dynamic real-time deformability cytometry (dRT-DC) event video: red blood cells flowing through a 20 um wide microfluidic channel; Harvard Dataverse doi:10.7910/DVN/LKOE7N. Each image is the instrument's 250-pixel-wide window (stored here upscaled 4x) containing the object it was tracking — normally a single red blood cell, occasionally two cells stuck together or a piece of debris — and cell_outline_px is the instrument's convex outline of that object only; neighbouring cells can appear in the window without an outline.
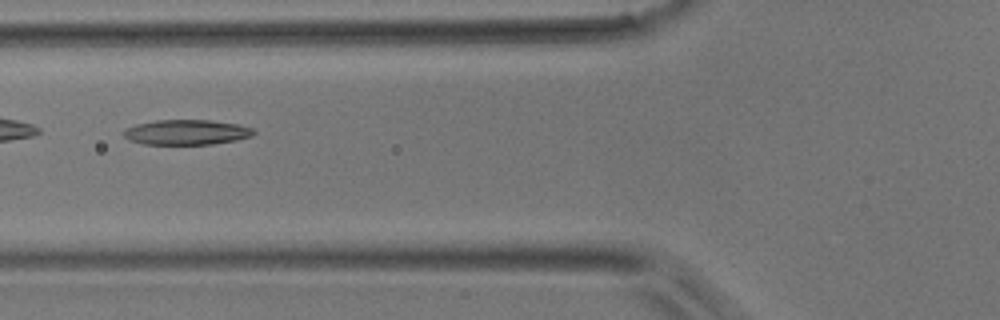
{"species": "common noctule bat (a hibernating species)", "species_latin": "Nyctalus noctula", "temperature_condition": "room temperature", "stored_images_in_passage": 28, "camera_frame_rate_fps": 3000, "um_per_image_px": 0.085, "animal": {"sex": "male", "body_mass_g": 17.9}, "frame": {"image": 1, "passage_image": 8, "time_ms": 2.333, "image_size_px": [1000, 320], "cell_outline_px": [[256, 132], [252, 136], [236, 140], [212, 144], [144, 144], [128, 140], [120, 132], [124, 128], [136, 124], [156, 120], [208, 120], [240, 124], [252, 128]], "centroid_in_image_um": [15.82, 11.24], "position_along_channel_um": 110.0, "area_um2": 19.19}}
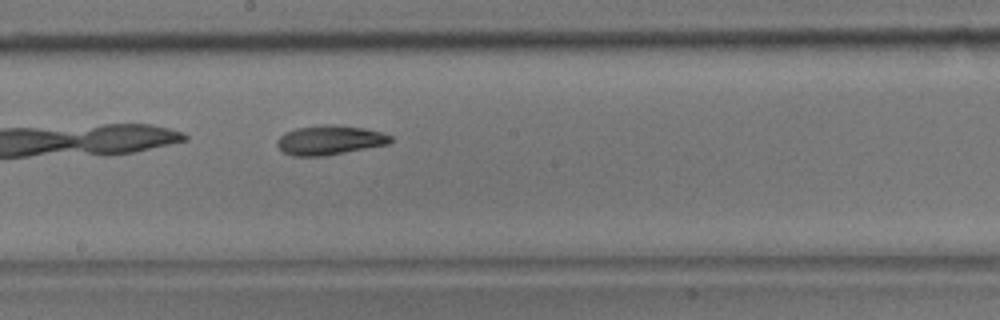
{"frame": {"image": 2, "passage_image": 16, "time_ms": 5.0, "image_size_px": [1000, 320], "cell_outline_px": [[392, 140], [388, 144], [324, 156], [292, 156], [284, 152], [276, 144], [276, 140], [284, 132], [296, 128], [324, 124], [332, 124], [364, 128], [380, 132], [392, 136]], "centroid_in_image_um": [27.99, 11.9], "position_along_channel_um": 220.2, "area_um2": 19.42}}
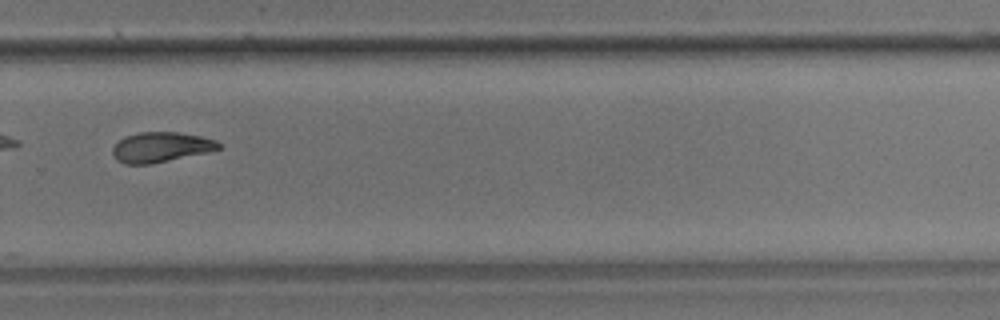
{"frame": {"image": 3, "passage_image": 23, "time_ms": 7.333, "image_size_px": [1000, 320], "cell_outline_px": [[220, 148], [208, 152], [152, 164], [124, 164], [116, 160], [112, 156], [112, 148], [124, 136], [140, 132], [176, 132], [200, 136], [216, 140], [220, 144]], "centroid_in_image_um": [13.64, 12.51], "position_along_channel_um": 316.2, "area_um2": 18.61}}